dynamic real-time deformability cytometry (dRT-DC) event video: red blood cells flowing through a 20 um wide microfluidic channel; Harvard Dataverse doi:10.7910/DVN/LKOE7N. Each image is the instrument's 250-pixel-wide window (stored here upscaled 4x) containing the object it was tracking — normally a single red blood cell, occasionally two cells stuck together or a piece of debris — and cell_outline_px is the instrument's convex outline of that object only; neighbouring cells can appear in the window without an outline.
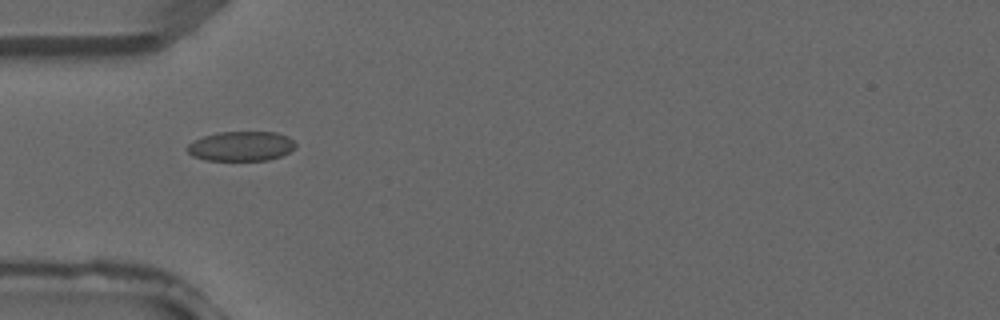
{"species": "common noctule bat (a hibernating species)", "species_latin": "Nyctalus noctula", "temperature_condition": "warm", "stored_images_in_passage": 4, "camera_frame_rate_fps": 3000, "um_per_image_px": 0.085, "animal": {"sex": "male", "forearm_length_mm": 52.5}, "frame": {"image": 1, "passage_image": 3, "time_ms": 0.667, "image_size_px": [1000, 320], "cell_outline_px": [[296, 148], [280, 156], [268, 160], [204, 160], [192, 156], [188, 152], [188, 144], [204, 136], [220, 132], [276, 132], [288, 136], [296, 144]], "centroid_in_image_um": [20.52, 12.43], "position_along_channel_um": 64.5, "area_um2": 18.61}}
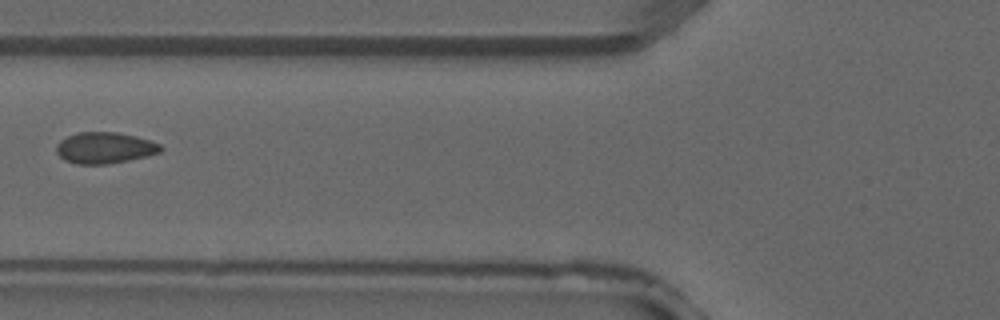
{"frame": {"image": 2, "passage_image": 4, "time_ms": 1.0, "image_size_px": [1000, 320], "cell_outline_px": [[164, 148], [160, 152], [148, 156], [108, 164], [76, 164], [64, 160], [56, 152], [56, 144], [60, 140], [76, 132], [116, 132], [136, 136], [160, 144]], "centroid_in_image_um": [8.89, 12.57], "position_along_channel_um": 116.9, "area_um2": 19.07}}